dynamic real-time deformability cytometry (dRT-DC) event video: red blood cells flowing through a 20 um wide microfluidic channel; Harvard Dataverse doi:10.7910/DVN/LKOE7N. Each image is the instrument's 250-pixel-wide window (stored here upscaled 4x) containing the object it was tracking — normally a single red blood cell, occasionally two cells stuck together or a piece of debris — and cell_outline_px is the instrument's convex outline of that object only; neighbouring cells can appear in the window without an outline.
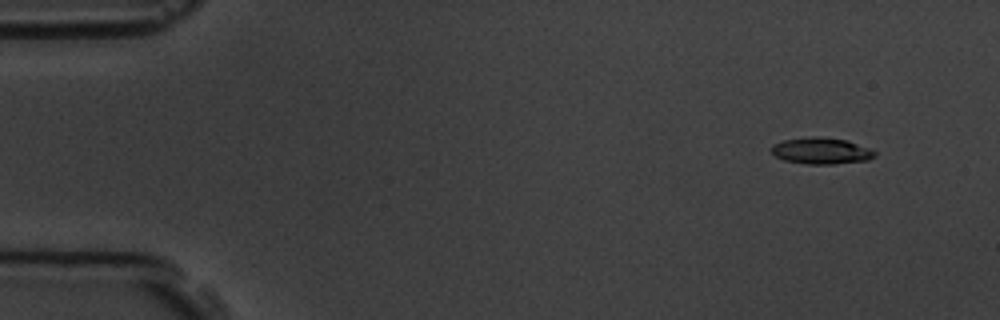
{"species": "common noctule bat (a hibernating species)", "species_latin": "Nyctalus noctula", "temperature_condition": "room temperature", "stored_images_in_passage": 7, "camera_frame_rate_fps": 3000, "um_per_image_px": 0.085, "animal": {"sex": "male", "body_mass_g": 19.5, "forearm_length_mm": 54.6}, "frame": {"image": 1, "passage_image": 2, "time_ms": 1.333, "image_size_px": [1000, 320], "cell_outline_px": [[876, 156], [868, 160], [832, 164], [808, 164], [784, 160], [776, 156], [772, 152], [772, 144], [784, 140], [812, 136], [820, 136], [848, 140], [868, 148], [876, 152]], "centroid_in_image_um": [69.82, 12.81], "position_along_channel_um": 15.2, "area_um2": 15.9}}
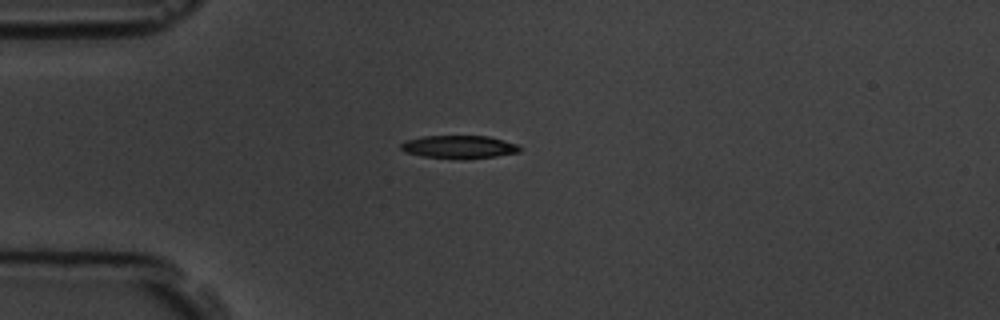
{"frame": {"image": 2, "passage_image": 5, "time_ms": 4.667, "image_size_px": [1000, 320], "cell_outline_px": [[520, 152], [496, 156], [460, 160], [424, 156], [404, 152], [400, 148], [400, 144], [404, 140], [424, 136], [488, 136], [520, 144]], "centroid_in_image_um": [39.02, 12.49], "position_along_channel_um": 46.0, "area_um2": 16.18}}
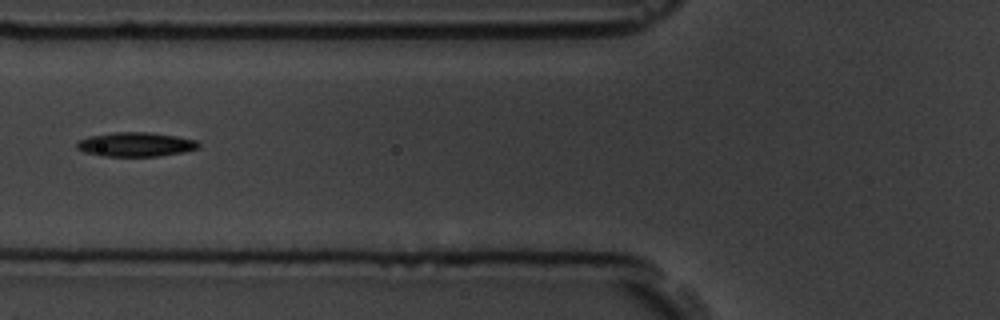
{"frame": {"image": 3, "passage_image": 7, "time_ms": 7.0, "image_size_px": [1000, 320], "cell_outline_px": [[200, 148], [184, 152], [156, 156], [104, 156], [84, 152], [76, 148], [76, 144], [80, 140], [88, 136], [112, 132], [148, 132], [176, 136], [196, 140], [200, 144]], "centroid_in_image_um": [11.53, 12.27], "position_along_channel_um": 114.3, "area_um2": 17.22}}